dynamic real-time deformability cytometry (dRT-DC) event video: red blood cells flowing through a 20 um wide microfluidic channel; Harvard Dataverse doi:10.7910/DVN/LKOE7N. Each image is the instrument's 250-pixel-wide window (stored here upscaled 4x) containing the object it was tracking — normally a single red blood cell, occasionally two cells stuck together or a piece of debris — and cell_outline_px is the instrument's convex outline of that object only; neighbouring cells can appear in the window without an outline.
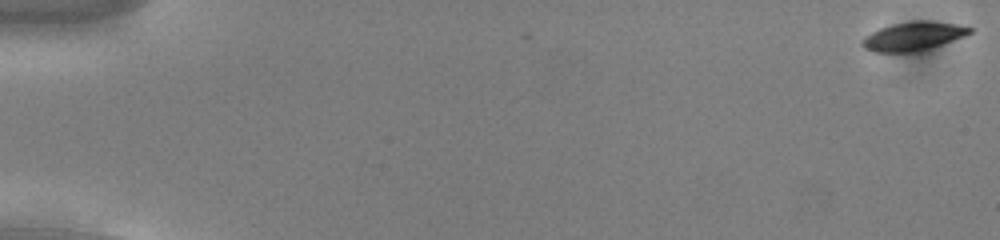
{"species": "common noctule bat (a hibernating species)", "species_latin": "Nyctalus noctula", "temperature_condition": "cold", "stored_images_in_passage": 3, "camera_frame_rate_fps": 3000, "um_per_image_px": 0.085, "animal": {"sex": "male", "body_mass_g": 13.0, "forearm_length_mm": 53.1}, "frame": {"image": 1, "passage_image": 1, "time_ms": 0.0, "image_size_px": [1000, 240], "cell_outline_px": [[976, 28], [972, 32], [964, 36], [932, 48], [920, 52], [872, 52], [864, 48], [860, 44], [860, 40], [864, 36], [880, 28], [892, 24], [912, 20], [932, 20], [956, 24]], "centroid_in_image_um": [77.63, 3.08], "position_along_channel_um": 7.4, "area_um2": 18.44}}